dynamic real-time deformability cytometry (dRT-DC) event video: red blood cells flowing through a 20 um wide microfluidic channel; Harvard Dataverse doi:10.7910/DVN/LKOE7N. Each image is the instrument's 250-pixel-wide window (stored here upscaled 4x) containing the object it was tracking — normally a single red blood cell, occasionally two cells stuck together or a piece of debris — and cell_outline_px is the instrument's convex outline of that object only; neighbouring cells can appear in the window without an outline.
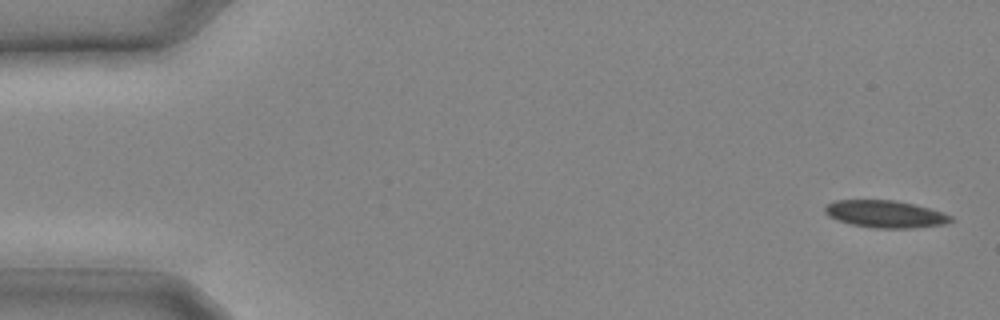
{"species": "common noctule bat (a hibernating species)", "species_latin": "Nyctalus noctula", "temperature_condition": "cold", "stored_images_in_passage": 9, "camera_frame_rate_fps": 3000, "um_per_image_px": 0.085, "animal": {"sex": "male", "body_mass_g": 20.4}, "frame": {"image": 1, "passage_image": 1, "time_ms": 0.0, "image_size_px": [1000, 320], "cell_outline_px": [[956, 220], [944, 224], [912, 228], [876, 228], [852, 224], [836, 220], [828, 216], [824, 212], [824, 208], [828, 204], [836, 200], [892, 200], [912, 204], [928, 208], [952, 216]], "centroid_in_image_um": [75.23, 18.2], "position_along_channel_um": 9.8, "area_um2": 19.83}}
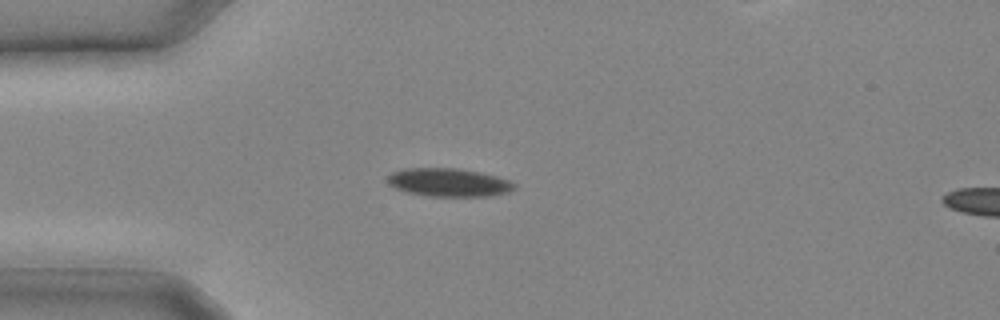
{"frame": {"image": 2, "passage_image": 7, "time_ms": 2.0, "image_size_px": [1000, 320], "cell_outline_px": [[516, 188], [508, 192], [492, 196], [428, 196], [404, 192], [388, 184], [388, 176], [392, 172], [404, 168], [456, 168], [480, 172], [496, 176], [508, 180], [516, 184]], "centroid_in_image_um": [38.14, 15.51], "position_along_channel_um": 46.9, "area_um2": 20.98}}